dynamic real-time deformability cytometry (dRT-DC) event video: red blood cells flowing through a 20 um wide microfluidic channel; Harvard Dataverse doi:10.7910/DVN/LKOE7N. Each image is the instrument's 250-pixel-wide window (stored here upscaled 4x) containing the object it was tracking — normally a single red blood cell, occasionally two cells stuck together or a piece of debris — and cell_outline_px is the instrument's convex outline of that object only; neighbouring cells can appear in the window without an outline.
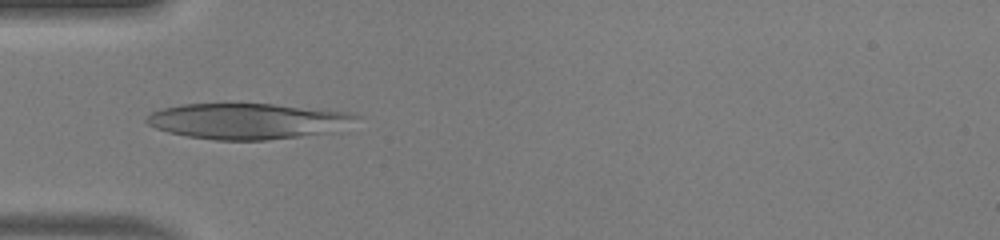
{"species": "human", "species_latin": "Homo sapiens", "temperature_condition": "warm", "stored_images_in_passage": 34, "camera_frame_rate_fps": 3000, "um_per_image_px": 0.085, "donor": {"sex": "male"}, "frame": {"image": 1, "passage_image": 1, "time_ms": 0.0, "image_size_px": [1000, 240], "cell_outline_px": [[364, 116], [340, 132], [264, 140], [216, 140], [188, 136], [168, 132], [156, 128], [148, 124], [144, 120], [152, 112], [160, 108], [180, 104], [272, 104], [352, 112]], "centroid_in_image_um": [21.16, 10.29], "position_along_channel_um": 63.8, "area_um2": 44.27}}
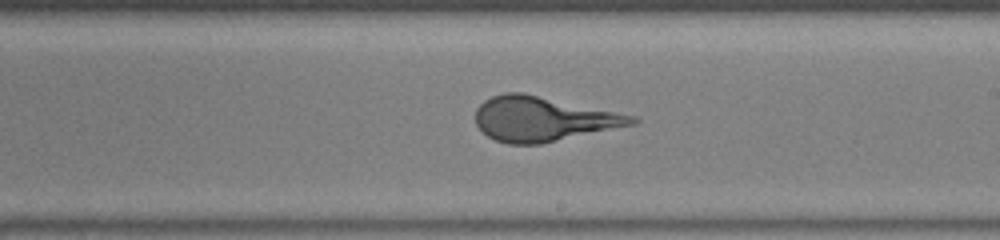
{"frame": {"image": 2, "passage_image": 14, "time_ms": 4.333, "image_size_px": [1000, 240], "cell_outline_px": [[640, 120], [636, 124], [540, 144], [508, 144], [496, 140], [488, 136], [476, 124], [476, 108], [484, 100], [492, 96], [504, 92], [524, 92], [636, 116]], "centroid_in_image_um": [46.16, 10.1], "position_along_channel_um": 242.8, "area_um2": 40.63}}
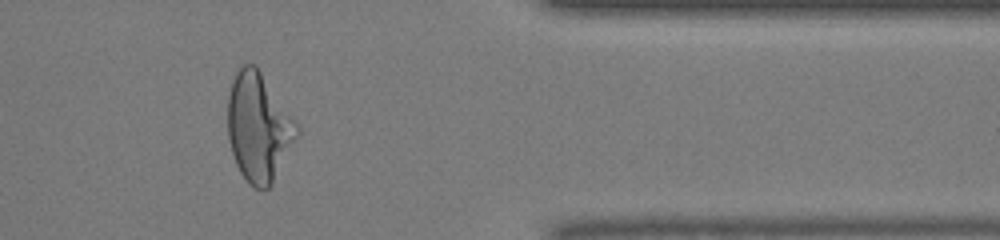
{"frame": {"image": 3, "passage_image": 26, "time_ms": 8.333, "image_size_px": [1000, 240], "cell_outline_px": [[300, 136], [272, 184], [268, 188], [252, 188], [248, 184], [240, 172], [236, 164], [228, 140], [228, 92], [232, 80], [236, 72], [244, 64], [256, 64], [300, 124]], "centroid_in_image_um": [22.03, 10.81], "position_along_channel_um": 389.4, "area_um2": 44.74}}